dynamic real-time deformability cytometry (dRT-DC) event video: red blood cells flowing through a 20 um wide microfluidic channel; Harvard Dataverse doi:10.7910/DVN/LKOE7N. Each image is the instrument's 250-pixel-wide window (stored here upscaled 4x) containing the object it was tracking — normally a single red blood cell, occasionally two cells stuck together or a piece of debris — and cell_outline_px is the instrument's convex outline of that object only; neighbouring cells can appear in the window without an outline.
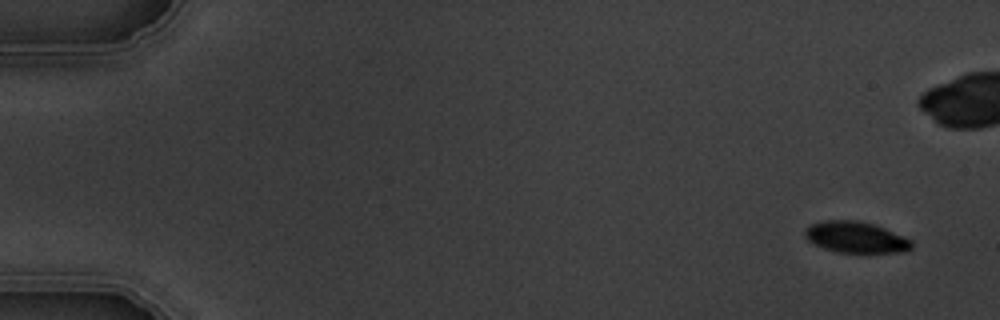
{"species": "common noctule bat (a hibernating species)", "species_latin": "Nyctalus noctula", "temperature_condition": "warm", "stored_images_in_passage": 11, "camera_frame_rate_fps": 3000, "um_per_image_px": 0.085, "animal": {"sex": "male", "body_mass_g": 19.5, "forearm_length_mm": 54.6}, "frame": {"image": 1, "passage_image": 1, "time_ms": 0.0, "image_size_px": [1000, 320], "cell_outline_px": [[912, 248], [904, 252], [836, 252], [812, 244], [804, 236], [804, 232], [812, 224], [824, 220], [856, 220], [872, 224], [884, 228], [912, 240]], "centroid_in_image_um": [72.73, 20.17], "position_along_channel_um": 12.3, "area_um2": 19.25}}